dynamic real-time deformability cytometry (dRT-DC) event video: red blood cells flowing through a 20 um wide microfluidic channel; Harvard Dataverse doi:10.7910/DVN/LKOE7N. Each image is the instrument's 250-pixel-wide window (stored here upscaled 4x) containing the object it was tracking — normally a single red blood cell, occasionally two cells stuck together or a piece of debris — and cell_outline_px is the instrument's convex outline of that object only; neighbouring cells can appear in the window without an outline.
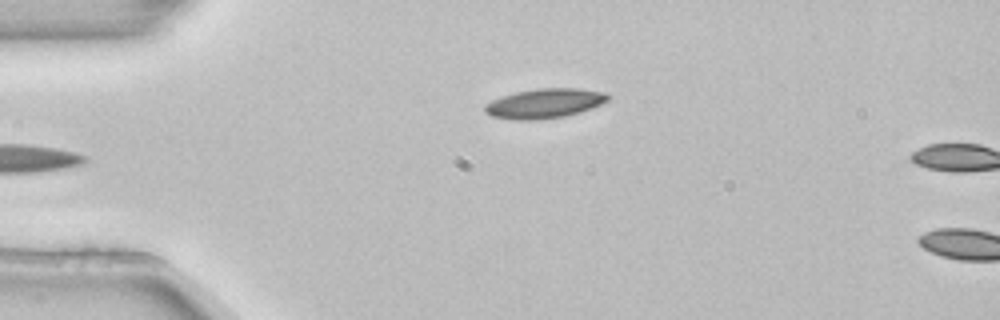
{"species": "common noctule bat (a hibernating species)", "species_latin": "Nyctalus noctula", "temperature_condition": "room temperature", "stored_images_in_passage": 4, "camera_frame_rate_fps": 3000, "um_per_image_px": 0.085, "animal": {"sex": "female", "body_mass_g": 22.7, "forearm_length_mm": 54.2}, "frame": {"image": 1, "passage_image": 4, "time_ms": 1.0, "image_size_px": [1000, 320], "cell_outline_px": [[608, 100], [592, 108], [580, 112], [564, 116], [536, 120], [516, 120], [492, 116], [484, 112], [484, 104], [500, 96], [516, 92], [536, 88], [576, 88], [604, 92], [608, 96]], "centroid_in_image_um": [46.24, 8.79], "position_along_channel_um": 38.8, "area_um2": 21.21}}